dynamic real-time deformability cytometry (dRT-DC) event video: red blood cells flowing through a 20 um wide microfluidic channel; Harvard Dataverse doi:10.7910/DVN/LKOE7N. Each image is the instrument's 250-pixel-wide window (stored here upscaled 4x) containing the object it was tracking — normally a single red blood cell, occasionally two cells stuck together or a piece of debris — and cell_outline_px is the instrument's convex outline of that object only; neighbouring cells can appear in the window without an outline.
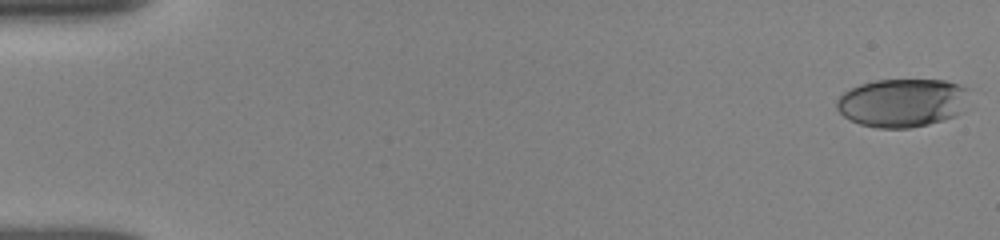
{"species": "human", "species_latin": "Homo sapiens", "temperature_condition": "room temperature", "stored_images_in_passage": 13, "camera_frame_rate_fps": 3000, "um_per_image_px": 0.085, "donor": {"sex": "female"}, "frame": {"image": 1, "passage_image": 1, "time_ms": 0.0, "image_size_px": [1000, 240], "cell_outline_px": [[968, 88], [956, 116], [944, 120], [928, 124], [908, 128], [880, 128], [860, 124], [844, 116], [836, 108], [836, 100], [844, 92], [860, 84], [876, 80], [944, 80], [960, 84]], "centroid_in_image_um": [76.64, 8.73], "position_along_channel_um": 8.4, "area_um2": 36.88}}
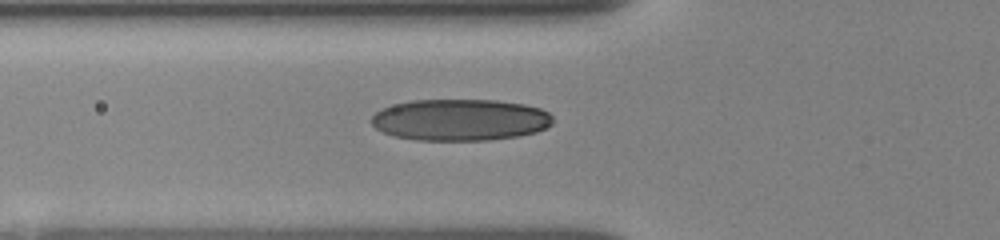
{"frame": {"image": 2, "passage_image": 10, "time_ms": 6.0, "image_size_px": [1000, 240], "cell_outline_px": [[552, 124], [536, 132], [520, 136], [488, 140], [416, 140], [392, 136], [376, 128], [372, 124], [372, 116], [376, 112], [384, 108], [396, 104], [412, 100], [496, 100], [524, 104], [540, 108], [548, 112], [552, 116]], "centroid_in_image_um": [39.13, 10.19], "position_along_channel_um": 86.7, "area_um2": 43.99}}
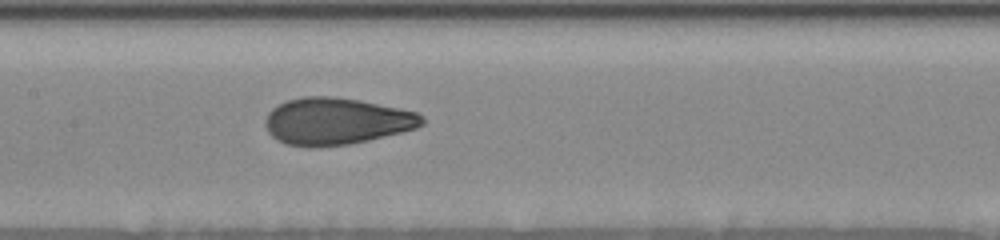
{"frame": {"image": 3, "passage_image": 13, "time_ms": 8.333, "image_size_px": [1000, 240], "cell_outline_px": [[424, 124], [416, 128], [368, 140], [348, 144], [316, 148], [308, 148], [288, 144], [272, 136], [268, 132], [264, 124], [264, 120], [268, 112], [272, 108], [288, 100], [304, 96], [336, 96], [360, 100], [416, 112], [424, 116]], "centroid_in_image_um": [28.56, 10.3], "position_along_channel_um": 178.8, "area_um2": 42.89}}